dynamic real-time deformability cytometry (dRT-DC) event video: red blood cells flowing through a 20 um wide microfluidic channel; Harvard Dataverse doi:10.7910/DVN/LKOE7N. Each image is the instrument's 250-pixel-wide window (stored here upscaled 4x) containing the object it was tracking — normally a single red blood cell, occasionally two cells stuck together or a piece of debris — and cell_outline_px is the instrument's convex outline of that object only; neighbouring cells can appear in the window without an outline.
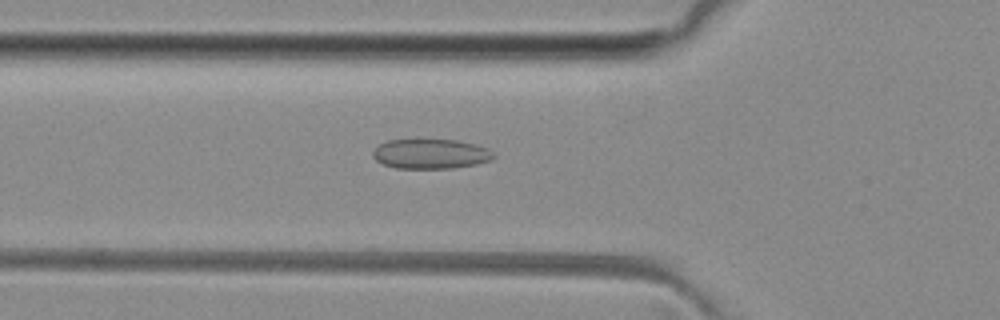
{"species": "common noctule bat (a hibernating species)", "species_latin": "Nyctalus noctula", "temperature_condition": "room temperature", "stored_images_in_passage": 37, "camera_frame_rate_fps": 3000, "um_per_image_px": 0.085, "animal": {"sex": "female", "body_mass_g": 29.2, "forearm_length_mm": 56.3}, "frame": {"image": 1, "passage_image": 4, "time_ms": 1.0, "image_size_px": [1000, 320], "cell_outline_px": [[496, 156], [492, 160], [476, 164], [452, 168], [396, 168], [384, 164], [376, 160], [372, 156], [372, 152], [380, 144], [388, 140], [416, 136], [456, 140], [476, 144], [488, 148]], "centroid_in_image_um": [36.59, 13.02], "position_along_channel_um": 89.2, "area_um2": 21.85}}
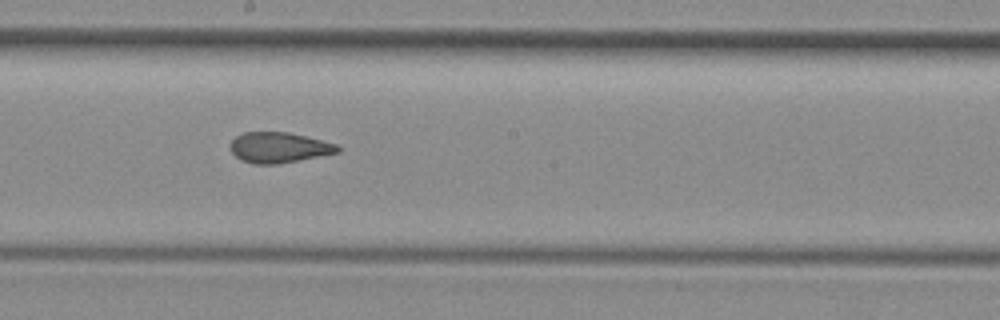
{"frame": {"image": 2, "passage_image": 14, "time_ms": 4.333, "image_size_px": [1000, 320], "cell_outline_px": [[340, 152], [276, 164], [252, 164], [236, 156], [232, 152], [232, 140], [236, 136], [244, 132], [288, 132], [336, 144], [340, 148]], "centroid_in_image_um": [23.71, 12.53], "position_along_channel_um": 224.5, "area_um2": 18.67}}
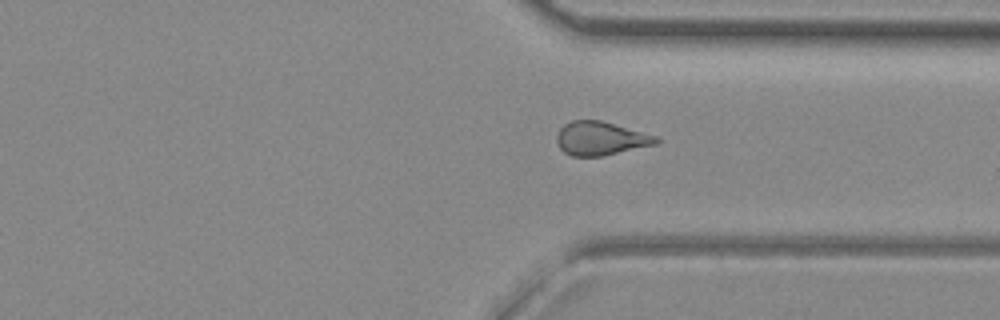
{"frame": {"image": 3, "passage_image": 24, "time_ms": 7.667, "image_size_px": [1000, 320], "cell_outline_px": [[660, 140], [656, 144], [600, 156], [572, 156], [564, 152], [560, 148], [556, 140], [556, 136], [560, 128], [564, 124], [572, 120], [600, 120], [656, 136]], "centroid_in_image_um": [51.01, 11.76], "position_along_channel_um": 360.4, "area_um2": 19.19}, "authors_computed_cell_mechanics": {"area_um2": 19.5942, "velocity_mm_per_s": 4.0632, "shape_relaxation_time_tau1_ms": null, "shape_relaxation_time_tau2_ms": 1.9347, "deformation_change_tau1": null, "deformation_change_tau2": 0.0968}}